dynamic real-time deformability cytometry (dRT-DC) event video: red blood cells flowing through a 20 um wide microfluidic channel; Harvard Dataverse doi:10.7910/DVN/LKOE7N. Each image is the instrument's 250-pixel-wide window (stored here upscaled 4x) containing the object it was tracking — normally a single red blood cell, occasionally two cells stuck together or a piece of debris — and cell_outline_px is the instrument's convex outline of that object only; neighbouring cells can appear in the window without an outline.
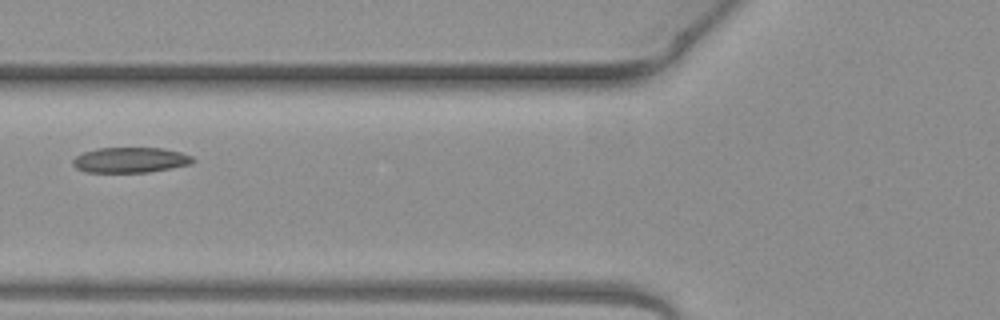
{"species": "common noctule bat (a hibernating species)", "species_latin": "Nyctalus noctula", "temperature_condition": "warm", "stored_images_in_passage": 4, "camera_frame_rate_fps": 3000, "um_per_image_px": 0.085, "animal": {"sex": "female", "body_mass_g": 19.3, "forearm_length_mm": 54.1}, "frame": {"image": 1, "passage_image": 3, "time_ms": 0.667, "image_size_px": [1000, 320], "cell_outline_px": [[196, 160], [192, 164], [172, 168], [148, 172], [84, 172], [76, 168], [72, 164], [72, 160], [76, 156], [84, 152], [96, 148], [164, 148], [180, 152], [192, 156]], "centroid_in_image_um": [11.09, 13.6], "position_along_channel_um": 114.7, "area_um2": 17.86}}
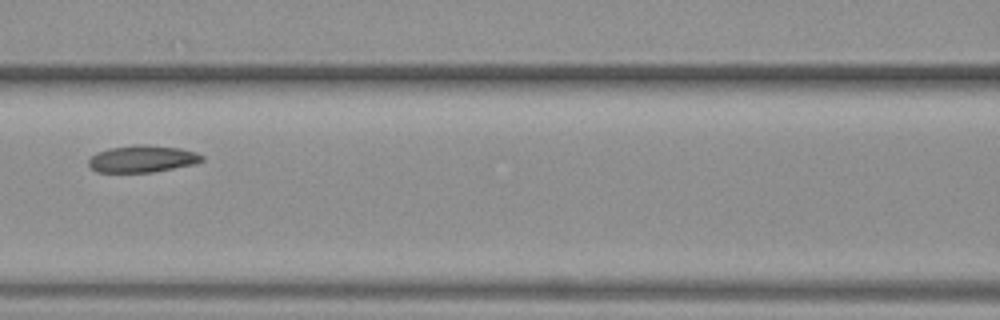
{"frame": {"image": 2, "passage_image": 4, "time_ms": 1.0, "image_size_px": [1000, 320], "cell_outline_px": [[204, 160], [196, 164], [152, 172], [96, 172], [88, 164], [88, 160], [96, 152], [108, 148], [132, 144], [144, 144], [180, 148], [196, 152], [204, 156]], "centroid_in_image_um": [12.11, 13.49], "position_along_channel_um": 154.5, "area_um2": 18.03}}